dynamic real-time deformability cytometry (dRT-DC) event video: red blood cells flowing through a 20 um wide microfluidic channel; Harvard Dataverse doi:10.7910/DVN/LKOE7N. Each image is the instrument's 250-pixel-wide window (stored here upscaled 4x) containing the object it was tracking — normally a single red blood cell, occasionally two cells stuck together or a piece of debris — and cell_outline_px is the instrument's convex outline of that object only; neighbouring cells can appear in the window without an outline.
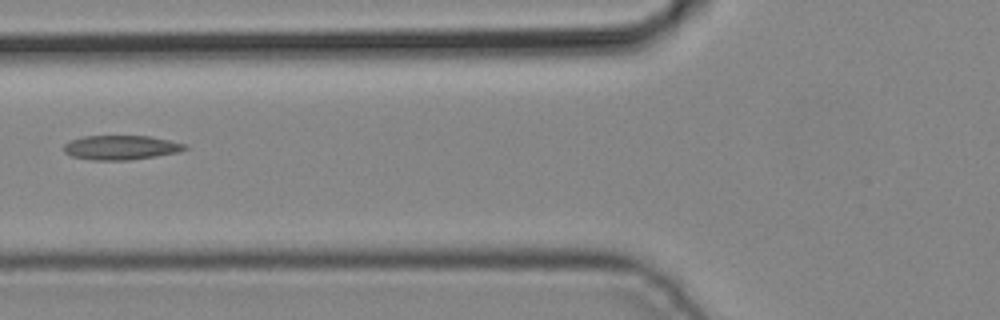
{"species": "common noctule bat (a hibernating species)", "species_latin": "Nyctalus noctula", "temperature_condition": "cold", "stored_images_in_passage": 5, "camera_frame_rate_fps": 3000, "um_per_image_px": 0.085, "animal": {"sex": "male", "body_mass_g": 19.2, "forearm_length_mm": 51.8}, "frame": {"image": 1, "passage_image": 5, "time_ms": 1.333, "image_size_px": [1000, 320], "cell_outline_px": [[188, 148], [180, 152], [156, 156], [128, 160], [92, 160], [72, 156], [64, 152], [64, 144], [72, 140], [84, 136], [152, 136], [188, 144]], "centroid_in_image_um": [10.33, 12.54], "position_along_channel_um": 115.5, "area_um2": 17.28}}